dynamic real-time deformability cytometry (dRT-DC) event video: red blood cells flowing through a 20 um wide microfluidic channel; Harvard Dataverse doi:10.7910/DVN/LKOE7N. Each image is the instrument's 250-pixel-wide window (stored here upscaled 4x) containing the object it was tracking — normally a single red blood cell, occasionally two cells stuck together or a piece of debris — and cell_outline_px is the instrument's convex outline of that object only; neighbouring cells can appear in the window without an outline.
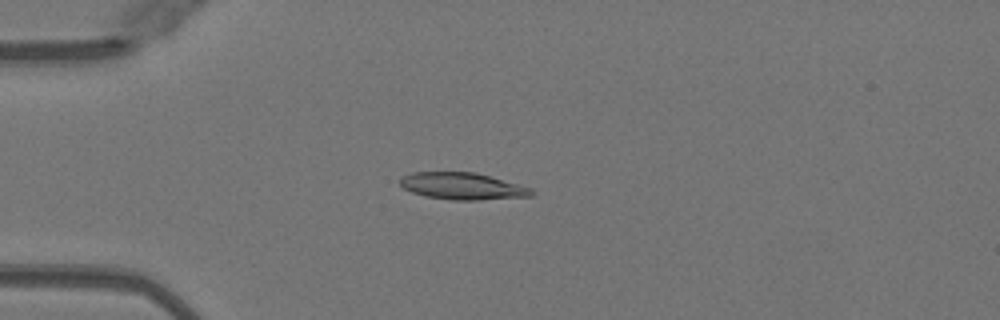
{"species": "Egyptian fruit bat (a non-hibernating species)", "species_latin": "Rousettus aegyptiacus", "temperature_condition": "warm", "stored_images_in_passage": 51, "camera_frame_rate_fps": 3000, "um_per_image_px": 0.085, "animal": {"sex": "female"}, "frame": {"image": 1, "passage_image": 14, "time_ms": 4.333, "image_size_px": [1000, 320], "cell_outline_px": [[536, 192], [532, 196], [480, 200], [452, 200], [424, 196], [412, 192], [404, 188], [400, 184], [400, 176], [412, 172], [476, 172], [532, 188]], "centroid_in_image_um": [39.31, 15.82], "position_along_channel_um": 45.7, "area_um2": 20.75}}
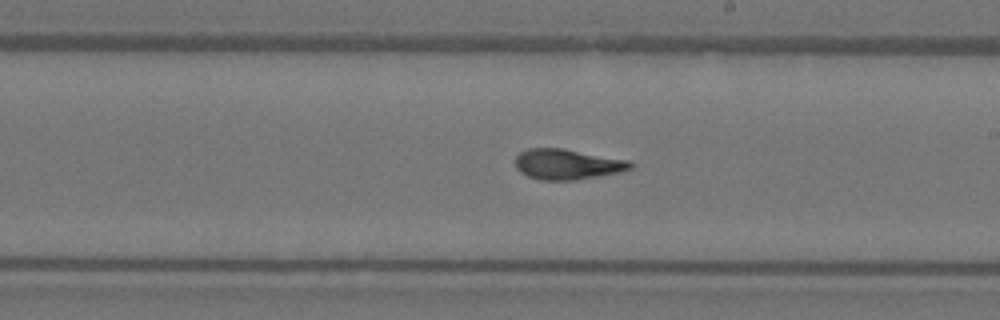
{"frame": {"image": 2, "passage_image": 30, "time_ms": 9.667, "image_size_px": [1000, 320], "cell_outline_px": [[632, 168], [620, 172], [600, 176], [576, 180], [540, 180], [528, 176], [520, 172], [516, 168], [516, 156], [520, 152], [528, 148], [564, 148], [628, 160], [632, 164]], "centroid_in_image_um": [48.21, 13.96], "position_along_channel_um": 240.8, "area_um2": 20.46}}
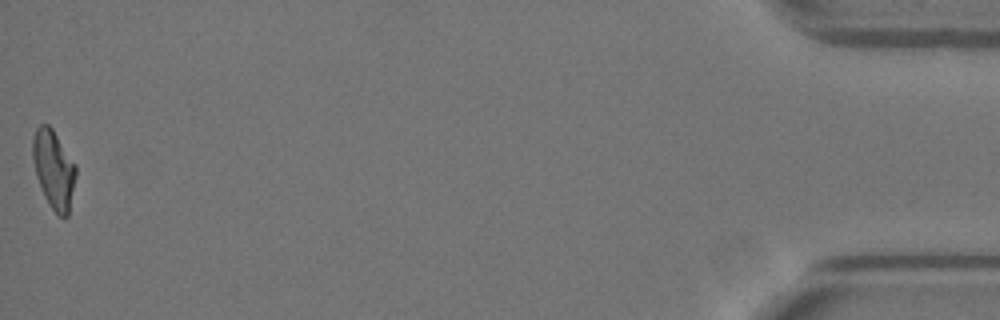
{"frame": {"image": 3, "passage_image": 51, "time_ms": 16.667, "image_size_px": [1000, 320], "cell_outline_px": [[76, 176], [68, 216], [64, 220], [56, 216], [44, 196], [36, 176], [32, 156], [32, 140], [36, 128], [40, 124], [48, 124], [52, 128], [76, 164]], "centroid_in_image_um": [4.57, 14.43], "position_along_channel_um": 430.6, "area_um2": 20.0}, "authors_computed_cell_mechanics": {"area_um2": 20.3456, "velocity_mm_per_s": 4.0482, "shape_relaxation_time_tau1_ms": 8.1159, "shape_relaxation_time_tau2_ms": 1.1176, "deformation_change_tau1": 0.2837, "deformation_change_tau2": 0.0816}}